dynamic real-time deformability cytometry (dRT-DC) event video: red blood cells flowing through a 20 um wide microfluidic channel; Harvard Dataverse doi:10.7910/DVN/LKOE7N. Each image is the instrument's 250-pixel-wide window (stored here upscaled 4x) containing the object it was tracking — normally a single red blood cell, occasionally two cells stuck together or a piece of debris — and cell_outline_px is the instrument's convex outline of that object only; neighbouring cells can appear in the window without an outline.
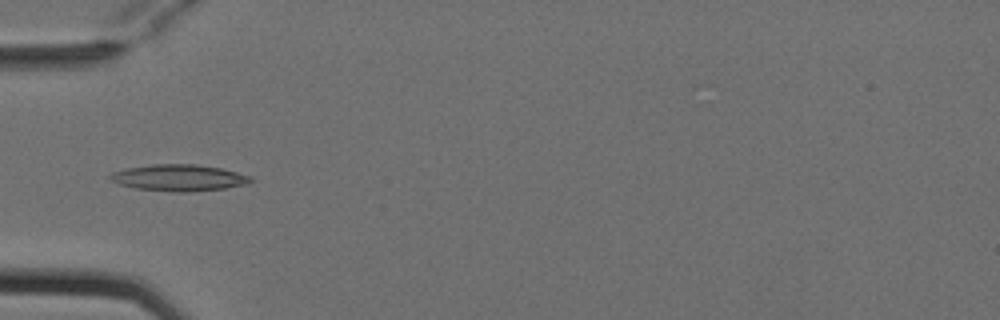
{"species": "Egyptian fruit bat (a non-hibernating species)", "species_latin": "Rousettus aegyptiacus", "temperature_condition": "cold", "stored_images_in_passage": 5, "camera_frame_rate_fps": 3000, "um_per_image_px": 0.085, "animal": {"sex": "female"}, "frame": {"image": 1, "passage_image": 5, "time_ms": 1.333, "image_size_px": [1000, 320], "cell_outline_px": [[252, 180], [248, 184], [224, 188], [188, 192], [176, 192], [136, 188], [120, 184], [112, 180], [108, 176], [112, 172], [128, 168], [152, 164], [196, 164], [220, 168], [252, 176]], "centroid_in_image_um": [15.23, 15.1], "position_along_channel_um": 69.8, "area_um2": 21.5}}